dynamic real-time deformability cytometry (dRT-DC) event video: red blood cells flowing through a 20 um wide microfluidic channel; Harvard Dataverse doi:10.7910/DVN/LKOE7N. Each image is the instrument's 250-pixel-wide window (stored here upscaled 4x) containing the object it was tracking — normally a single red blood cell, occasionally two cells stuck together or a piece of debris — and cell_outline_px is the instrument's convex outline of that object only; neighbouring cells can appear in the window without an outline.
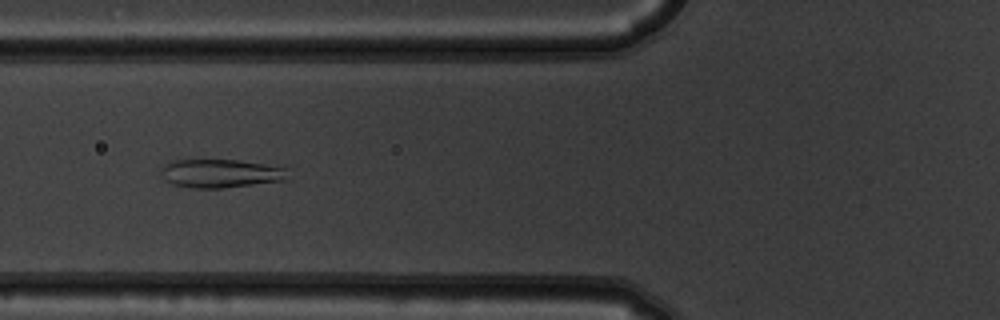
{"species": "common noctule bat (a hibernating species)", "species_latin": "Nyctalus noctula", "temperature_condition": "warm", "stored_images_in_passage": 8, "camera_frame_rate_fps": 3000, "um_per_image_px": 0.085, "animal": {"sex": "male", "body_mass_g": 19.5, "forearm_length_mm": 54.6}, "frame": {"image": 1, "passage_image": 6, "time_ms": 1.667, "image_size_px": [1000, 320], "cell_outline_px": [[288, 180], [220, 188], [192, 188], [172, 184], [164, 180], [160, 172], [164, 164], [172, 160], [236, 160], [264, 164], [284, 168]], "centroid_in_image_um": [18.68, 14.74], "position_along_channel_um": 107.1, "area_um2": 20.92}}